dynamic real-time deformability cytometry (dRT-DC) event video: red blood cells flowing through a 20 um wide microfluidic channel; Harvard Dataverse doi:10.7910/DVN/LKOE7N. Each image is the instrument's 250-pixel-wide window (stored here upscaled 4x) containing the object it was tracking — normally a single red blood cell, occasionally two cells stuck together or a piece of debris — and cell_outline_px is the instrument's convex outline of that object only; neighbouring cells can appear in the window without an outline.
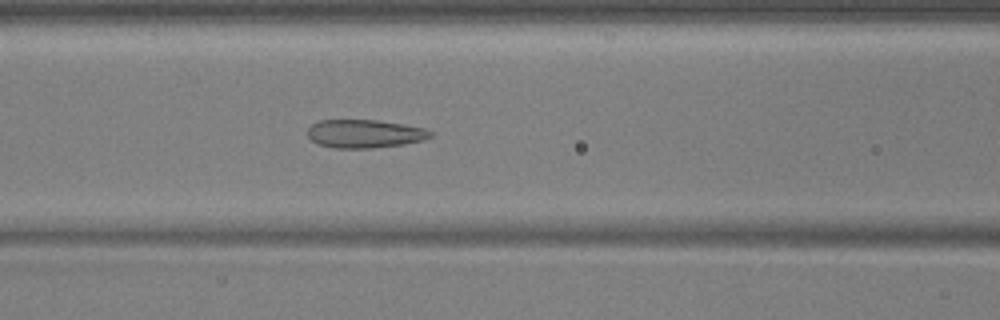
{"species": "common noctule bat (a hibernating species)", "species_latin": "Nyctalus noctula", "temperature_condition": "warm", "stored_images_in_passage": 55, "camera_frame_rate_fps": 3000, "um_per_image_px": 0.085, "animal": {"sex": "male", "body_mass_g": 17.9, "forearm_length_mm": 54.2}, "frame": {"image": 1, "passage_image": 23, "time_ms": 7.333, "image_size_px": [1000, 320], "cell_outline_px": [[432, 136], [424, 140], [404, 144], [372, 148], [332, 148], [316, 144], [308, 136], [308, 128], [312, 124], [320, 120], [376, 120], [404, 124], [424, 128], [432, 132]], "centroid_in_image_um": [30.99, 11.37], "position_along_channel_um": 135.6, "area_um2": 20.35}}
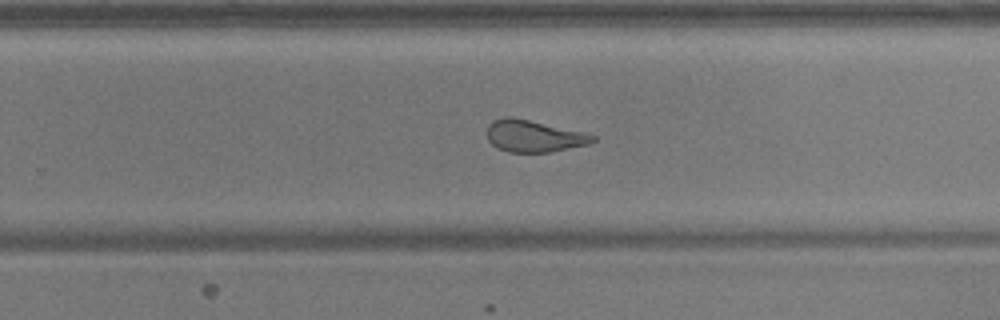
{"frame": {"image": 2, "passage_image": 35, "time_ms": 11.333, "image_size_px": [1000, 320], "cell_outline_px": [[596, 140], [588, 144], [548, 152], [508, 152], [496, 148], [488, 140], [488, 124], [492, 120], [504, 116], [512, 116], [584, 132], [596, 136]], "centroid_in_image_um": [45.34, 11.55], "position_along_channel_um": 284.5, "area_um2": 19.65}}
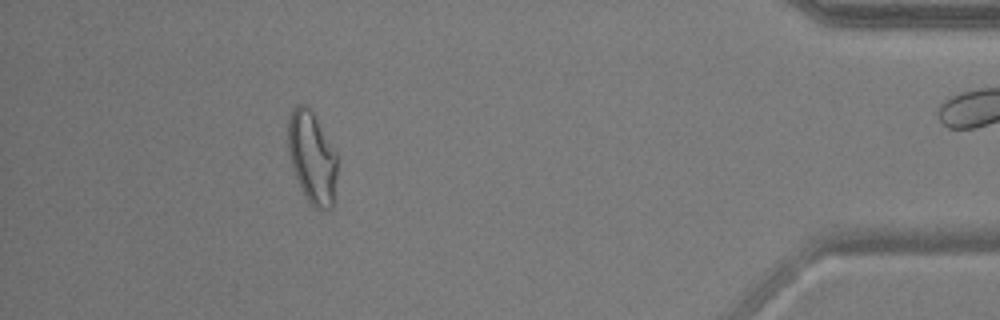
{"frame": {"image": 3, "passage_image": 49, "time_ms": 16.0, "image_size_px": [1000, 320], "cell_outline_px": [[336, 176], [332, 208], [312, 208], [300, 188], [292, 168], [288, 152], [288, 120], [296, 104], [308, 104], [336, 152]], "centroid_in_image_um": [26.5, 13.38], "position_along_channel_um": 408.7, "area_um2": 26.3}, "authors_computed_cell_mechanics": {"area_um2": 23.4668, "velocity_mm_per_s": 3.723, "shape_relaxation_time_tau1_ms": null, "shape_relaxation_time_tau2_ms": 1.5186, "deformation_change_tau1": null, "deformation_change_tau2": 0.0873}}